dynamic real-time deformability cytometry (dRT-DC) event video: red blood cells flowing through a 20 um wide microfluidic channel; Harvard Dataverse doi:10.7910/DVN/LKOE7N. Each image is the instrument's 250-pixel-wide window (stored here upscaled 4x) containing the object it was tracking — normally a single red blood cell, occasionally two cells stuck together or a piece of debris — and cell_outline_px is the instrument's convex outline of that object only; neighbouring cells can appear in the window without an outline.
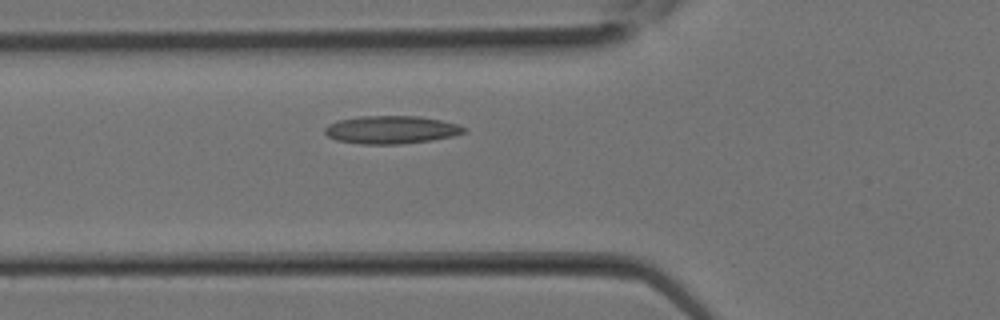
{"species": "Egyptian fruit bat (a non-hibernating species)", "species_latin": "Rousettus aegyptiacus", "temperature_condition": "room temperature", "stored_images_in_passage": 22, "segment_of_instrument_passage": [1, 2], "camera_frame_rate_fps": 3000, "um_per_image_px": 0.085, "animal": {"sex": "female"}, "frame": {"image": 1, "passage_image": 2, "time_ms": 0.333, "image_size_px": [1000, 320], "cell_outline_px": [[468, 132], [452, 136], [432, 140], [400, 144], [360, 144], [336, 140], [328, 136], [324, 132], [324, 128], [328, 124], [336, 120], [360, 116], [420, 116], [440, 120], [456, 124], [468, 128]], "centroid_in_image_um": [33.25, 11.03], "position_along_channel_um": 92.6, "area_um2": 22.83}}
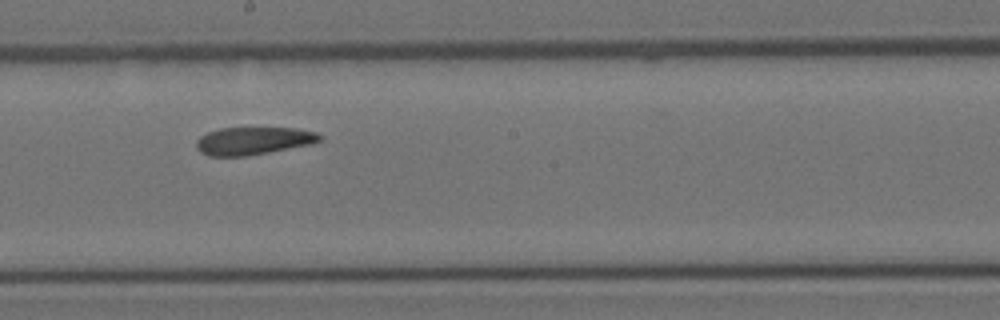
{"frame": {"image": 2, "passage_image": 8, "time_ms": 2.333, "image_size_px": [1000, 320], "cell_outline_px": [[324, 136], [320, 140], [312, 144], [268, 152], [244, 156], [208, 156], [200, 152], [196, 148], [196, 140], [200, 136], [208, 132], [220, 128], [296, 128], [316, 132]], "centroid_in_image_um": [21.52, 11.97], "position_along_channel_um": 226.7, "area_um2": 19.94}}
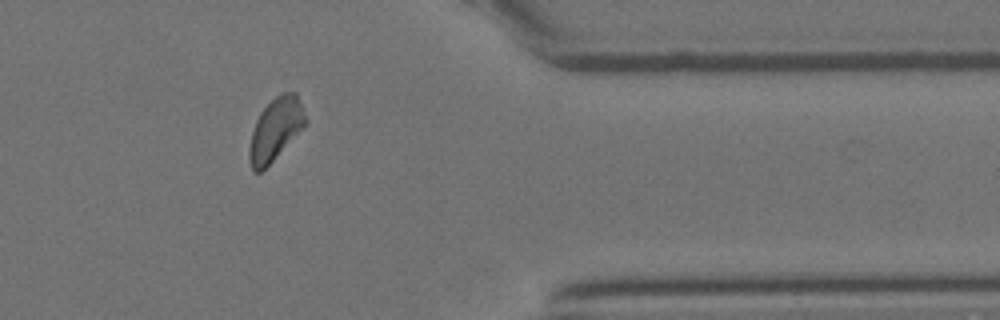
{"frame": {"image": 3, "passage_image": 16, "time_ms": 5.0, "image_size_px": [1000, 320], "cell_outline_px": [[308, 120], [272, 160], [260, 172], [252, 172], [248, 156], [248, 152], [252, 132], [256, 120], [260, 112], [280, 92], [296, 92]], "centroid_in_image_um": [23.39, 10.96], "position_along_channel_um": 388.0, "area_um2": 19.83}}